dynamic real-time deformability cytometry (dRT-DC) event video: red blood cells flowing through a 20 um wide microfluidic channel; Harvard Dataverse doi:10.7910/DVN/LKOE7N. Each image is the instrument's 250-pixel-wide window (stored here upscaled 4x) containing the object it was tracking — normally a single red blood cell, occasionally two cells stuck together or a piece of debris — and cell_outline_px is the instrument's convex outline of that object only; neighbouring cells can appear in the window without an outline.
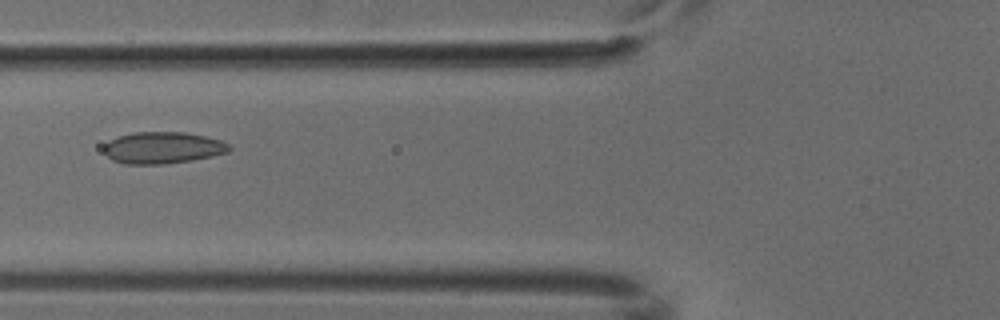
{"species": "common noctule bat (a hibernating species)", "species_latin": "Nyctalus noctula", "temperature_condition": "cold", "stored_images_in_passage": 4, "camera_frame_rate_fps": 3000, "um_per_image_px": 0.085, "animal": {"sex": "male", "body_mass_g": 18.8}, "frame": {"image": 1, "passage_image": 3, "time_ms": 0.667, "image_size_px": [1000, 320], "cell_outline_px": [[232, 148], [228, 152], [212, 156], [192, 160], [164, 164], [124, 164], [112, 160], [104, 152], [104, 144], [108, 140], [120, 136], [136, 132], [184, 132], [204, 136], [220, 140], [228, 144]], "centroid_in_image_um": [13.82, 12.56], "position_along_channel_um": 112.0, "area_um2": 23.12}}
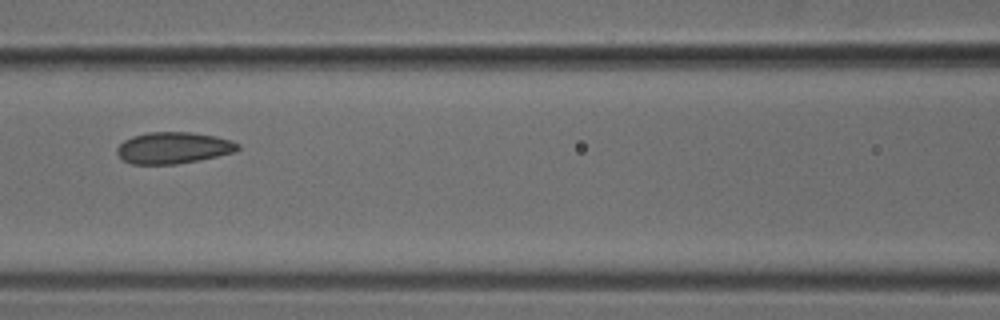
{"frame": {"image": 2, "passage_image": 4, "time_ms": 1.0, "image_size_px": [1000, 320], "cell_outline_px": [[240, 148], [236, 152], [176, 164], [132, 164], [124, 160], [116, 152], [116, 148], [124, 140], [132, 136], [148, 132], [192, 132], [216, 136], [232, 140], [240, 144]], "centroid_in_image_um": [14.75, 12.55], "position_along_channel_um": 151.9, "area_um2": 22.2}}